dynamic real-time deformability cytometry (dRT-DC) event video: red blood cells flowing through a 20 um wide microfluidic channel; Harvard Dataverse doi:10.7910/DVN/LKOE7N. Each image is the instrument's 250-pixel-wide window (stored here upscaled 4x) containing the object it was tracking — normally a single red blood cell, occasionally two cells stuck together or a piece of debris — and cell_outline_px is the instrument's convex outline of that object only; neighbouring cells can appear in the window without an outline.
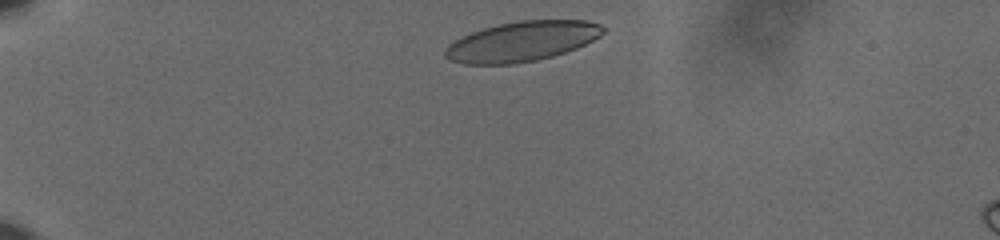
{"species": "human", "species_latin": "Homo sapiens", "temperature_condition": "cold", "stored_images_in_passage": 39, "camera_frame_rate_fps": 3000, "um_per_image_px": 0.085, "donor": {"sex": "male"}, "frame": {"image": 1, "passage_image": 2, "time_ms": 0.333, "image_size_px": [1000, 240], "cell_outline_px": [[604, 32], [600, 36], [576, 48], [552, 56], [536, 60], [516, 64], [464, 64], [448, 60], [444, 56], [444, 52], [448, 44], [460, 36], [484, 28], [500, 24], [520, 20], [588, 20], [600, 24], [604, 28]], "centroid_in_image_um": [44.33, 3.52], "position_along_channel_um": 40.7, "area_um2": 36.76}}
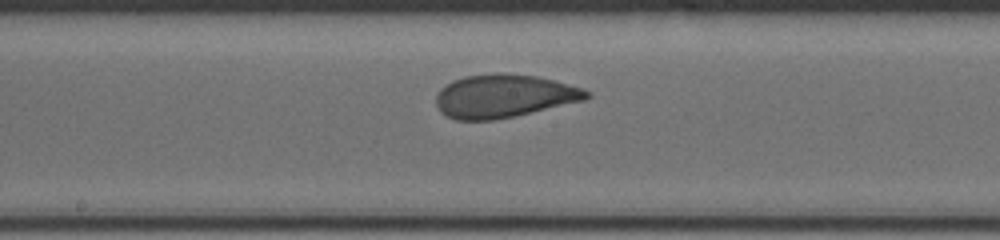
{"frame": {"image": 2, "passage_image": 21, "time_ms": 6.667, "image_size_px": [1000, 240], "cell_outline_px": [[592, 96], [584, 100], [512, 116], [492, 120], [456, 120], [440, 112], [436, 104], [436, 92], [440, 88], [452, 80], [464, 76], [496, 72], [504, 72], [536, 76], [556, 80], [584, 88], [592, 92]], "centroid_in_image_um": [42.83, 8.14], "position_along_channel_um": 205.4, "area_um2": 38.15}}
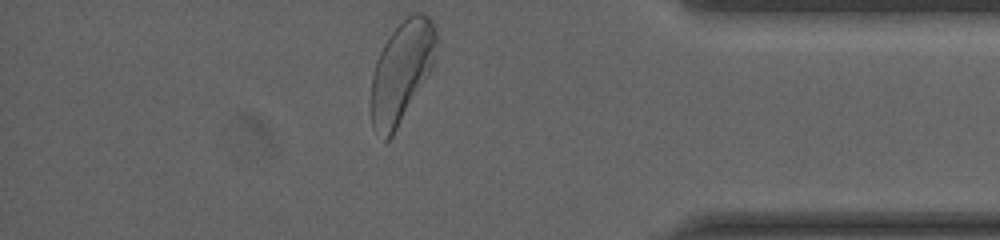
{"frame": {"image": 3, "passage_image": 39, "time_ms": 12.667, "image_size_px": [1000, 240], "cell_outline_px": [[436, 44], [432, 68], [392, 136], [388, 140], [384, 140], [372, 128], [372, 76], [376, 60], [388, 36], [408, 16], [416, 12], [420, 12], [428, 16], [432, 20], [436, 28]], "centroid_in_image_um": [34.13, 6.08], "position_along_channel_um": 401.1, "area_um2": 37.69}, "authors_computed_cell_mechanics": {"area_um2": 37.5122, "velocity_mm_per_s": 3.5975, "shape_relaxation_time_tau1_ms": 4.2274, "shape_relaxation_time_tau2_ms": null, "deformation_change_tau1": 0.1269, "deformation_change_tau2": null}}